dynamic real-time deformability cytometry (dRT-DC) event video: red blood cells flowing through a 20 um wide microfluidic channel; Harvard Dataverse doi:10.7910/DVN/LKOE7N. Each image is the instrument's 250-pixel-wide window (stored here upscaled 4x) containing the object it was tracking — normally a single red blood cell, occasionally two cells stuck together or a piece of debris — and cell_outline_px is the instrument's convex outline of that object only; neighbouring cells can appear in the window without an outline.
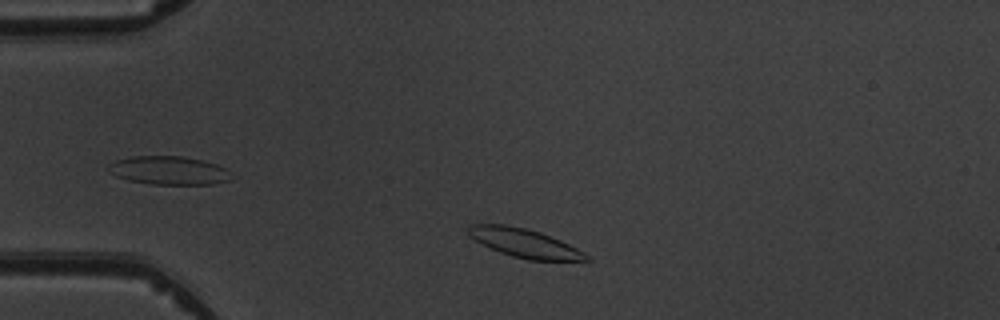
{"species": "common noctule bat (a hibernating species)", "species_latin": "Nyctalus noctula", "temperature_condition": "warm", "stored_images_in_passage": 3, "camera_frame_rate_fps": 3000, "um_per_image_px": 0.085, "animal": {"sex": "male", "body_mass_g": 19.5, "forearm_length_mm": 54.6}, "frame": {"image": 1, "passage_image": 1, "time_ms": 0.0, "image_size_px": [1000, 320], "cell_outline_px": [[592, 260], [528, 260], [512, 256], [500, 252], [480, 244], [468, 236], [468, 224], [504, 224], [524, 228], [540, 232], [560, 240], [584, 252]], "centroid_in_image_um": [44.52, 20.65], "position_along_channel_um": 40.5, "area_um2": 19.65}}